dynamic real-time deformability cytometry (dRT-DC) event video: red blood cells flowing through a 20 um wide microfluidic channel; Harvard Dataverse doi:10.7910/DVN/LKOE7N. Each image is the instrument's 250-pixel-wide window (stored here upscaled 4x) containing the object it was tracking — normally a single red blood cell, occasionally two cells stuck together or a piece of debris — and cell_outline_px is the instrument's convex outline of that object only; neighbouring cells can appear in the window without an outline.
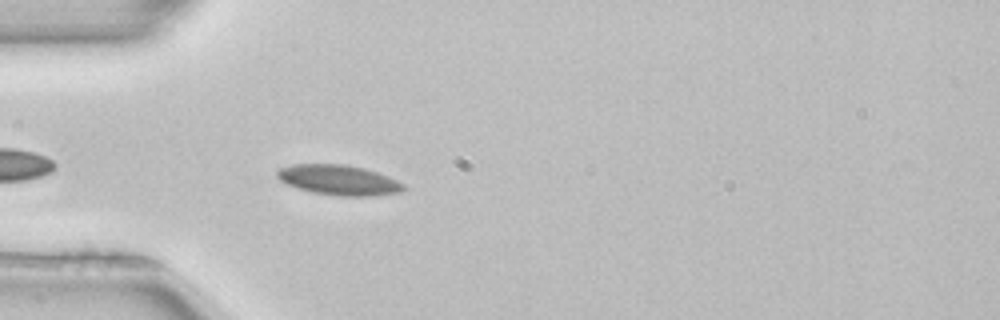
{"species": "common noctule bat (a hibernating species)", "species_latin": "Nyctalus noctula", "temperature_condition": "room temperature", "stored_images_in_passage": 23, "camera_frame_rate_fps": 3000, "um_per_image_px": 0.085, "animal": {"sex": "female", "body_mass_g": 22.7, "forearm_length_mm": 54.2}, "frame": {"image": 1, "passage_image": 4, "time_ms": 1.0, "image_size_px": [1000, 320], "cell_outline_px": [[408, 188], [400, 192], [372, 196], [340, 196], [312, 192], [288, 184], [280, 180], [276, 176], [276, 168], [292, 164], [344, 164], [364, 168], [388, 176], [404, 184]], "centroid_in_image_um": [28.79, 15.29], "position_along_channel_um": 56.2, "area_um2": 22.25}}